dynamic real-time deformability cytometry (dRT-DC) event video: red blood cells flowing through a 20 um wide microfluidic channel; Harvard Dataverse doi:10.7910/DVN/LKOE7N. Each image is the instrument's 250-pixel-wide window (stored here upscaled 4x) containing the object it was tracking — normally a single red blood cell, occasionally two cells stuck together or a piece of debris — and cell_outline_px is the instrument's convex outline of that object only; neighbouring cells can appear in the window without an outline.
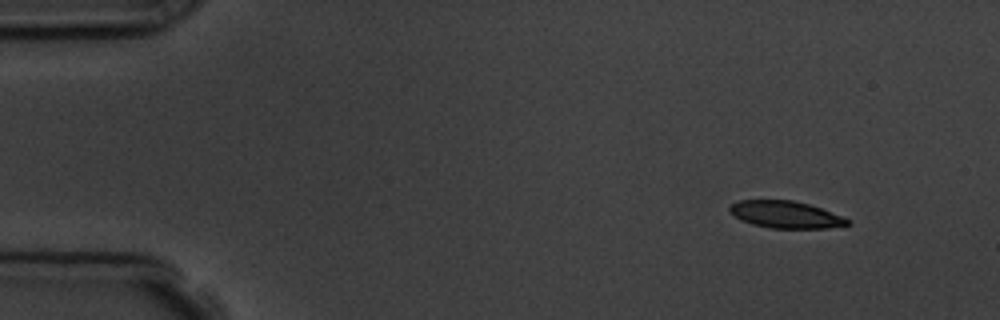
{"species": "common noctule bat (a hibernating species)", "species_latin": "Nyctalus noctula", "temperature_condition": "room temperature", "stored_images_in_passage": 3, "camera_frame_rate_fps": 3000, "um_per_image_px": 0.085, "animal": {"sex": "male", "body_mass_g": 19.5, "forearm_length_mm": 54.6}, "frame": {"image": 1, "passage_image": 1, "time_ms": 0.0, "image_size_px": [1000, 320], "cell_outline_px": [[852, 224], [828, 228], [772, 228], [752, 224], [740, 220], [728, 212], [728, 208], [732, 204], [740, 200], [792, 200], [808, 204], [820, 208], [852, 220]], "centroid_in_image_um": [66.77, 18.24], "position_along_channel_um": 18.2, "area_um2": 18.61}}
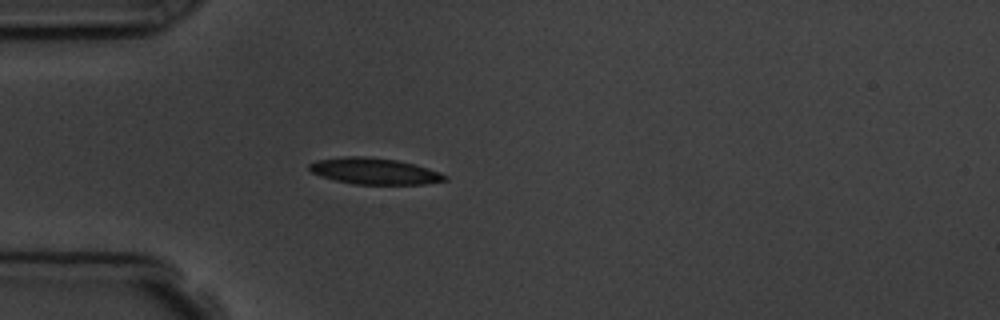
{"frame": {"image": 2, "passage_image": 3, "time_ms": 3.333, "image_size_px": [1000, 320], "cell_outline_px": [[448, 180], [424, 184], [356, 184], [336, 180], [320, 176], [312, 172], [308, 168], [308, 164], [316, 160], [344, 156], [364, 156], [396, 160], [416, 164], [440, 172], [448, 176]], "centroid_in_image_um": [31.83, 14.54], "position_along_channel_um": 53.2, "area_um2": 20.81}}